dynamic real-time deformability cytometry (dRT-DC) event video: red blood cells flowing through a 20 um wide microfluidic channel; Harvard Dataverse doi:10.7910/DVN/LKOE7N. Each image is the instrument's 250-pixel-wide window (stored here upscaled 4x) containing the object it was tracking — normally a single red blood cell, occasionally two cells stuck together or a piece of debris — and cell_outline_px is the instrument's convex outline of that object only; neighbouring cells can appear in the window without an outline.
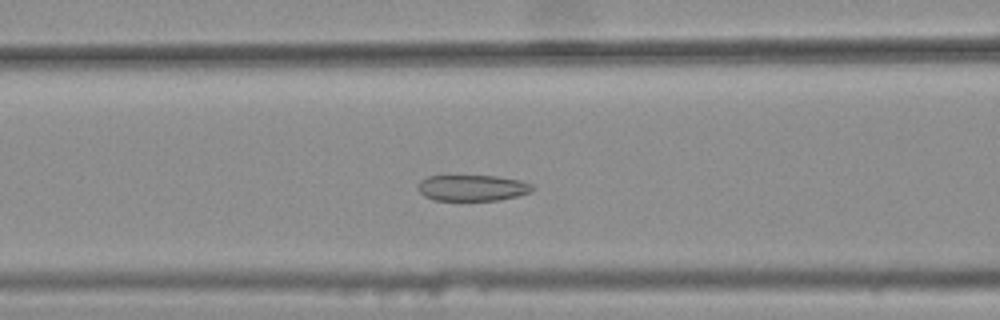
{"species": "common noctule bat (a hibernating species)", "species_latin": "Nyctalus noctula", "temperature_condition": "warm", "stored_images_in_passage": 28, "camera_frame_rate_fps": 3000, "um_per_image_px": 0.085, "animal": {"sex": "female", "body_mass_g": 25.1}, "frame": {"image": 1, "passage_image": 5, "time_ms": 1.333, "image_size_px": [1000, 320], "cell_outline_px": [[536, 188], [528, 192], [516, 196], [500, 200], [432, 200], [424, 196], [420, 192], [420, 180], [428, 176], [496, 176], [520, 180], [532, 184]], "centroid_in_image_um": [40.17, 15.97], "position_along_channel_um": 126.4, "area_um2": 17.22}}
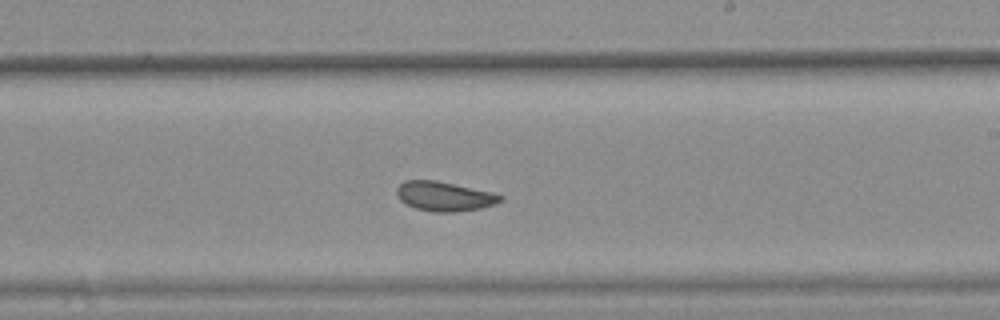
{"frame": {"image": 2, "passage_image": 15, "time_ms": 4.667, "image_size_px": [1000, 320], "cell_outline_px": [[504, 200], [496, 204], [480, 208], [456, 212], [432, 212], [416, 208], [404, 204], [396, 196], [396, 188], [404, 180], [436, 180], [492, 192], [504, 196]], "centroid_in_image_um": [37.76, 16.69], "position_along_channel_um": 251.2, "area_um2": 18.03}}
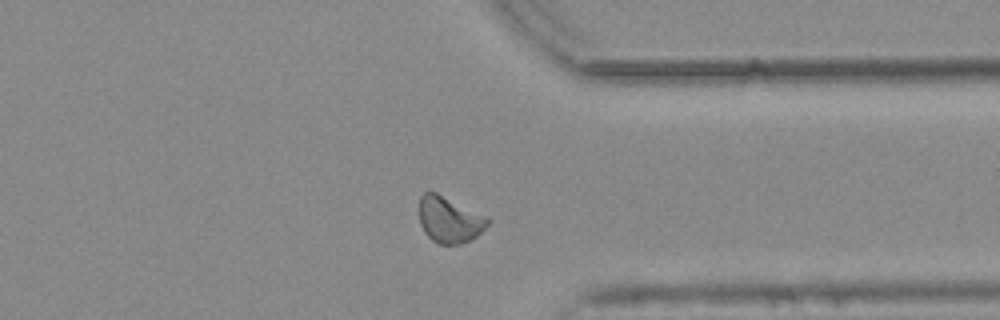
{"frame": {"image": 3, "passage_image": 25, "time_ms": 8.0, "image_size_px": [1000, 320], "cell_outline_px": [[488, 224], [472, 240], [460, 244], [436, 244], [424, 232], [420, 224], [420, 196], [424, 192], [436, 192], [488, 216]], "centroid_in_image_um": [38.19, 18.68], "position_along_channel_um": 373.2, "area_um2": 18.44}}